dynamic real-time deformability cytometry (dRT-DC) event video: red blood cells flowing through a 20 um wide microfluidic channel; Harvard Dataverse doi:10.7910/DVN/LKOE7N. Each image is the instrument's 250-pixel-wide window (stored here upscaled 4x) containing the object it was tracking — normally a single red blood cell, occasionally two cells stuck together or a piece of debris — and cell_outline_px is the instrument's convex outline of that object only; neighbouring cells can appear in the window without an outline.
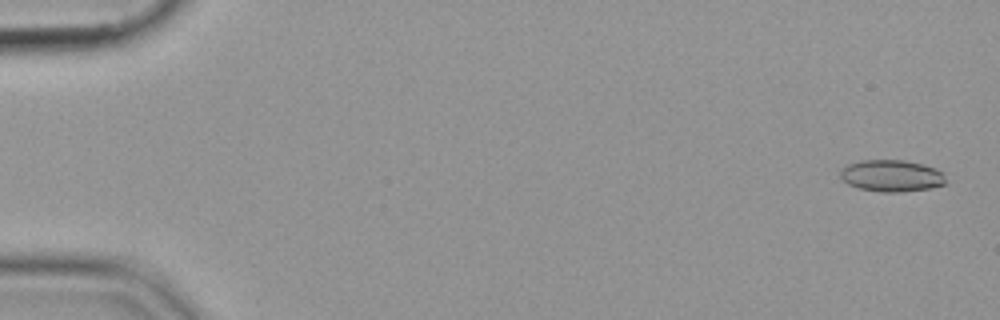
{"species": "common noctule bat (a hibernating species)", "species_latin": "Nyctalus noctula", "temperature_condition": "cold", "stored_images_in_passage": 55, "camera_frame_rate_fps": 3000, "um_per_image_px": 0.085, "animal": {"sex": "female", "body_mass_g": 19.9}, "frame": {"image": 1, "passage_image": 2, "time_ms": 0.333, "image_size_px": [1000, 320], "cell_outline_px": [[948, 184], [932, 188], [896, 192], [880, 192], [860, 188], [848, 184], [840, 176], [840, 168], [848, 164], [860, 160], [904, 160], [936, 168], [944, 172]], "centroid_in_image_um": [75.82, 14.94], "position_along_channel_um": 9.2, "area_um2": 19.71}}
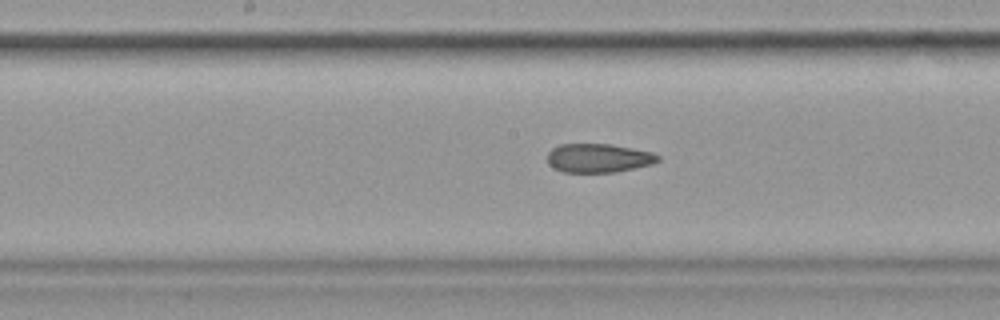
{"frame": {"image": 2, "passage_image": 29, "time_ms": 9.333, "image_size_px": [1000, 320], "cell_outline_px": [[660, 160], [652, 164], [616, 172], [564, 172], [552, 168], [548, 164], [548, 152], [552, 148], [560, 144], [612, 144], [652, 152], [660, 156]], "centroid_in_image_um": [50.86, 13.43], "position_along_channel_um": 197.3, "area_um2": 18.67}}
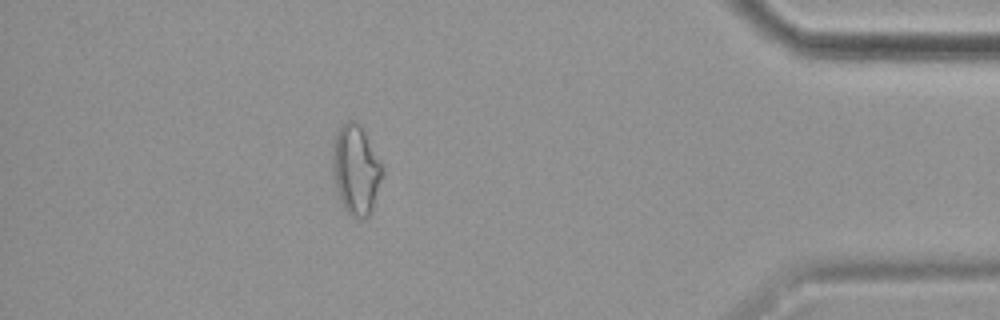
{"frame": {"image": 3, "passage_image": 49, "time_ms": 16.0, "image_size_px": [1000, 320], "cell_outline_px": [[384, 172], [372, 212], [364, 220], [352, 216], [344, 208], [340, 200], [336, 188], [332, 168], [332, 152], [336, 136], [340, 128], [348, 120], [356, 120], [360, 124], [384, 168]], "centroid_in_image_um": [30.27, 14.46], "position_along_channel_um": 404.9, "area_um2": 26.01}}